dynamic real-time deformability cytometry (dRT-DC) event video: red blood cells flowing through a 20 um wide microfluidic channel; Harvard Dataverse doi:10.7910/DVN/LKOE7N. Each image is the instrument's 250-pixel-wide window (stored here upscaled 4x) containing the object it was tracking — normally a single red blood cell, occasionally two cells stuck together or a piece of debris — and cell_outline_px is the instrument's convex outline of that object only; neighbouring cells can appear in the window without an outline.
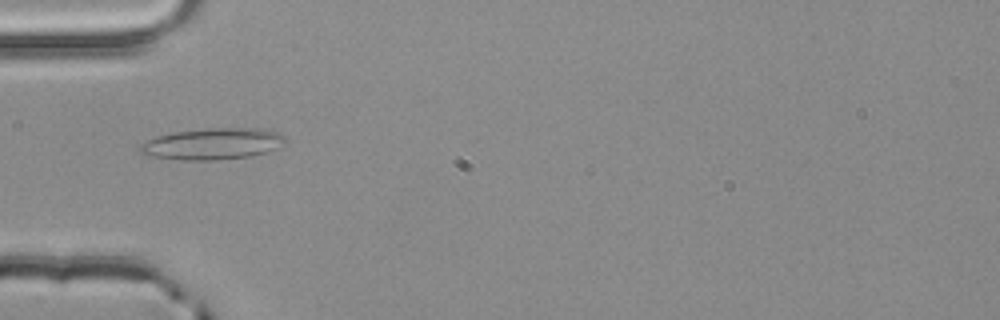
{"species": "common noctule bat (a hibernating species)", "species_latin": "Nyctalus noctula", "temperature_condition": "room temperature", "stored_images_in_passage": 4, "camera_frame_rate_fps": 3000, "um_per_image_px": 0.085, "animal": {"sex": "male", "body_mass_g": 20.4}, "frame": {"image": 1, "passage_image": 4, "time_ms": 1.0, "image_size_px": [1000, 320], "cell_outline_px": [[284, 140], [272, 148], [264, 152], [252, 156], [216, 160], [184, 160], [156, 156], [140, 152], [140, 144], [156, 136], [172, 132], [208, 128], [260, 128], [280, 132], [284, 136]], "centroid_in_image_um": [18.05, 12.21], "position_along_channel_um": 67.0, "area_um2": 26.13}}